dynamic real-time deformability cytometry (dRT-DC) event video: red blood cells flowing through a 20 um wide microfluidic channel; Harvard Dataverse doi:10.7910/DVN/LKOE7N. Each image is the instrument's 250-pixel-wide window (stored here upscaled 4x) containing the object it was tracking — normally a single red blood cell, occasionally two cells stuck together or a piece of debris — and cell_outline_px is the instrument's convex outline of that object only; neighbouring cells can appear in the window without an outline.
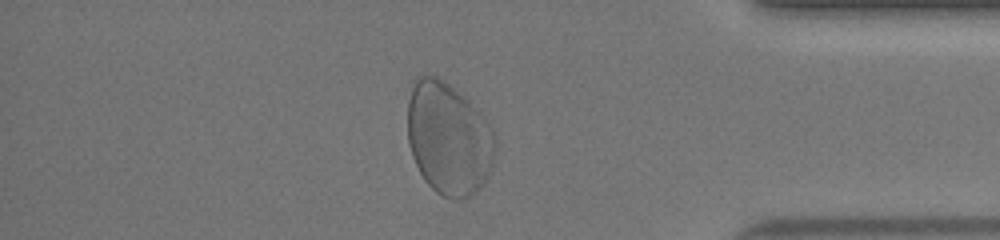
{"species": "human", "species_latin": "Homo sapiens", "temperature_condition": "warm", "stored_images_in_passage": 50, "camera_frame_rate_fps": 3000, "um_per_image_px": 0.085, "donor": {"sex": "female"}, "frame": {"image": 1, "passage_image": 43, "time_ms": 14.0, "image_size_px": [1000, 240], "cell_outline_px": [[496, 144], [492, 164], [484, 180], [476, 192], [472, 196], [460, 200], [452, 200], [436, 192], [424, 180], [412, 156], [408, 144], [408, 100], [412, 88], [416, 80], [420, 76], [436, 76], [448, 84], [480, 108], [492, 128], [496, 140]], "centroid_in_image_um": [38.15, 11.78], "position_along_channel_um": 397.1, "area_um2": 57.74}, "authors_computed_cell_mechanics": {"area_um2": 48.9566, "velocity_mm_per_s": 3.9818, "shape_relaxation_time_tau1_ms": 10.6138, "shape_relaxation_time_tau2_ms": null, "deformation_change_tau1": 0.384, "deformation_change_tau2": null}}